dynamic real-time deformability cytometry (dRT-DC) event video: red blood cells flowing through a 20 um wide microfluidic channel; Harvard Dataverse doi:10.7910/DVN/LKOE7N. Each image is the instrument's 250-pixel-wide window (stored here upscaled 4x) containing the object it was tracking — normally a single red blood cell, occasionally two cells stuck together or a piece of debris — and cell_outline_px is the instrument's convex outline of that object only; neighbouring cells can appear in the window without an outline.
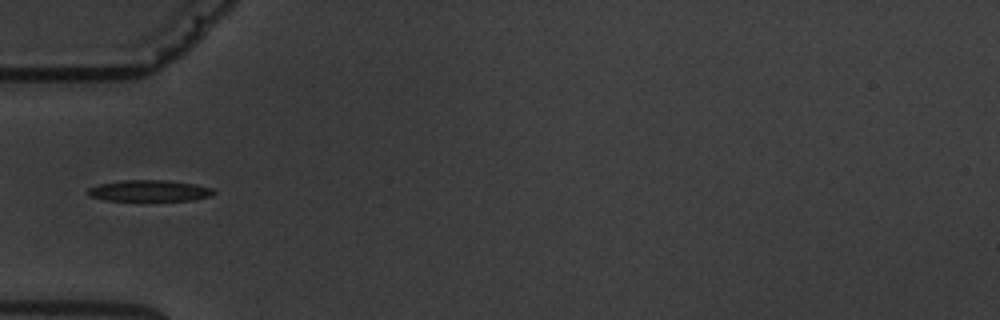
{"species": "common noctule bat (a hibernating species)", "species_latin": "Nyctalus noctula", "temperature_condition": "warm", "stored_images_in_passage": 6, "camera_frame_rate_fps": 3000, "um_per_image_px": 0.085, "animal": {"sex": "male", "body_mass_g": 19.5, "forearm_length_mm": 54.6}, "frame": {"image": 1, "passage_image": 6, "time_ms": 6.667, "image_size_px": [1000, 320], "cell_outline_px": [[216, 192], [212, 196], [192, 200], [140, 204], [104, 200], [88, 196], [88, 188], [96, 184], [120, 180], [164, 180], [196, 184], [212, 188]], "centroid_in_image_um": [12.65, 16.27], "position_along_channel_um": 72.3, "area_um2": 16.94}}